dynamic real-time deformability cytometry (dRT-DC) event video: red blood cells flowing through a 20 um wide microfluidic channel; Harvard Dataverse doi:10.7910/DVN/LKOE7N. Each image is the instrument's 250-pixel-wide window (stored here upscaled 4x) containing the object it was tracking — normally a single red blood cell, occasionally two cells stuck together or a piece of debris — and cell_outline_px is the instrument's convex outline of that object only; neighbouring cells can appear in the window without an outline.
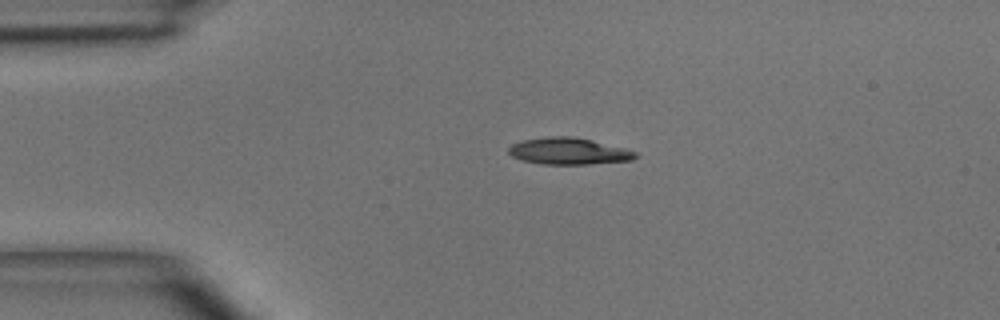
{"species": "common noctule bat (a hibernating species)", "species_latin": "Nyctalus noctula", "temperature_condition": "room temperature", "stored_images_in_passage": 1, "camera_frame_rate_fps": 3000, "um_per_image_px": 0.085, "animal": {"sex": "male", "body_mass_g": 15.6}, "frame": {"image": 1, "passage_image": 1, "time_ms": 0.0, "image_size_px": [1000, 320], "cell_outline_px": [[636, 156], [632, 160], [588, 164], [540, 164], [520, 160], [512, 156], [508, 152], [508, 148], [512, 144], [524, 140], [548, 136], [568, 136], [592, 140], [624, 148], [636, 152]], "centroid_in_image_um": [48.29, 12.85], "position_along_channel_um": 36.7, "area_um2": 19.59}}